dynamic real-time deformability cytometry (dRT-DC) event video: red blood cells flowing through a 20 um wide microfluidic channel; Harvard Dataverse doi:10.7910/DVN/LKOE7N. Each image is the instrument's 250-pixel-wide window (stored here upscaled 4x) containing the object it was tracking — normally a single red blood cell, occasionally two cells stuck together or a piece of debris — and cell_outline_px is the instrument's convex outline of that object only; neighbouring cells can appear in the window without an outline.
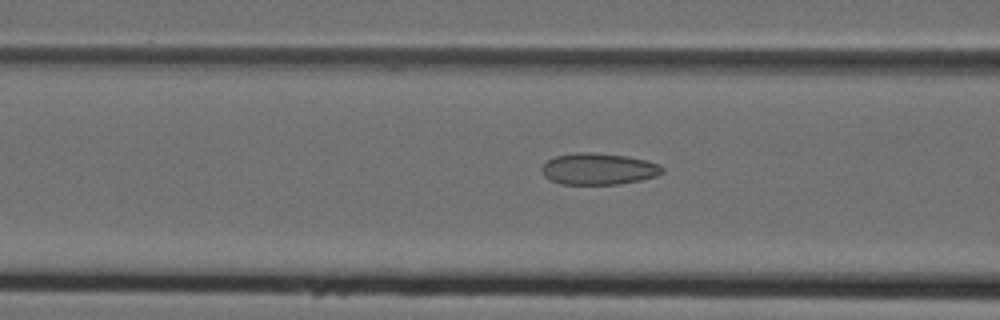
{"species": "Egyptian fruit bat (a non-hibernating species)", "species_latin": "Rousettus aegyptiacus", "temperature_condition": "cold", "stored_images_in_passage": 24, "camera_frame_rate_fps": 3000, "um_per_image_px": 0.085, "animal": {"sex": "female"}, "frame": {"image": 1, "passage_image": 20, "time_ms": 6.333, "image_size_px": [1000, 320], "cell_outline_px": [[664, 172], [656, 176], [640, 180], [620, 184], [560, 184], [544, 176], [540, 168], [548, 160], [556, 156], [576, 152], [592, 152], [624, 156], [648, 160], [660, 164], [664, 168]], "centroid_in_image_um": [50.89, 14.36], "position_along_channel_um": 115.7, "area_um2": 22.2}}